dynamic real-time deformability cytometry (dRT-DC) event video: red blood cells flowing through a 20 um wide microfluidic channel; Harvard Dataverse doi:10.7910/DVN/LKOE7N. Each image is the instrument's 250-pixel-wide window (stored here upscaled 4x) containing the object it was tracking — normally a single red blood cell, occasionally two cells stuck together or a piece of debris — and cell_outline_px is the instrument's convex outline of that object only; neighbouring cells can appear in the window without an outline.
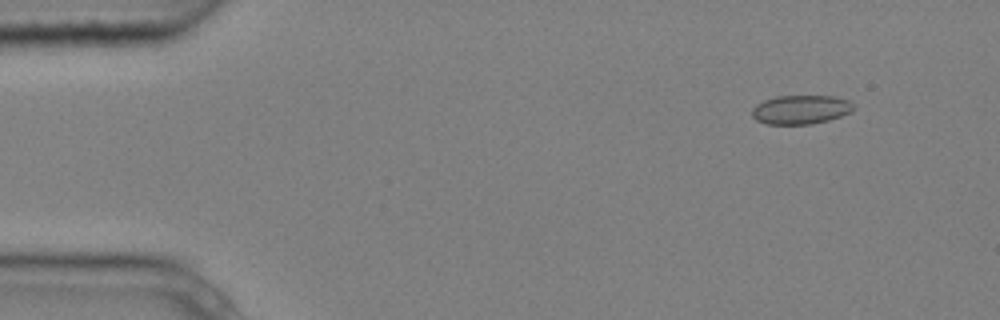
{"species": "common noctule bat (a hibernating species)", "species_latin": "Nyctalus noctula", "temperature_condition": "cold", "stored_images_in_passage": 4, "camera_frame_rate_fps": 3000, "um_per_image_px": 0.085, "animal": {"sex": "male", "body_mass_g": 20.4}, "frame": {"image": 1, "passage_image": 2, "time_ms": 0.333, "image_size_px": [1000, 320], "cell_outline_px": [[856, 108], [852, 112], [828, 120], [812, 124], [768, 124], [756, 120], [752, 116], [752, 108], [756, 104], [764, 100], [776, 96], [832, 96], [848, 100]], "centroid_in_image_um": [68.06, 9.31], "position_along_channel_um": 16.9, "area_um2": 17.17}}
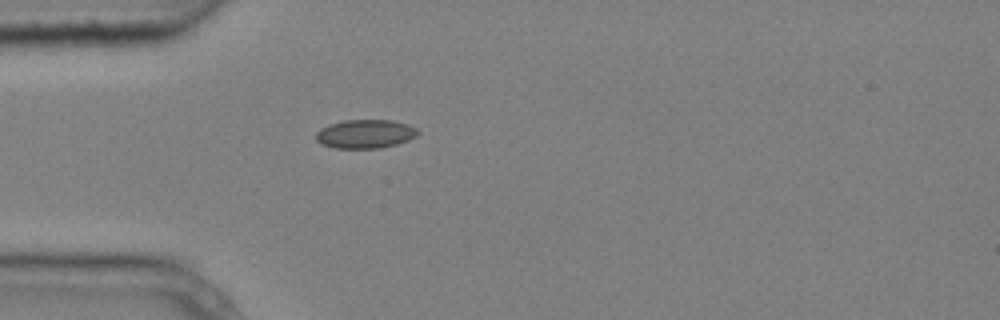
{"frame": {"image": 2, "passage_image": 4, "time_ms": 1.0, "image_size_px": [1000, 320], "cell_outline_px": [[420, 132], [416, 136], [408, 140], [396, 144], [380, 148], [336, 148], [320, 144], [316, 140], [316, 132], [320, 128], [328, 124], [344, 120], [392, 120], [408, 124], [416, 128]], "centroid_in_image_um": [31.03, 11.38], "position_along_channel_um": 54.0, "area_um2": 17.17}}